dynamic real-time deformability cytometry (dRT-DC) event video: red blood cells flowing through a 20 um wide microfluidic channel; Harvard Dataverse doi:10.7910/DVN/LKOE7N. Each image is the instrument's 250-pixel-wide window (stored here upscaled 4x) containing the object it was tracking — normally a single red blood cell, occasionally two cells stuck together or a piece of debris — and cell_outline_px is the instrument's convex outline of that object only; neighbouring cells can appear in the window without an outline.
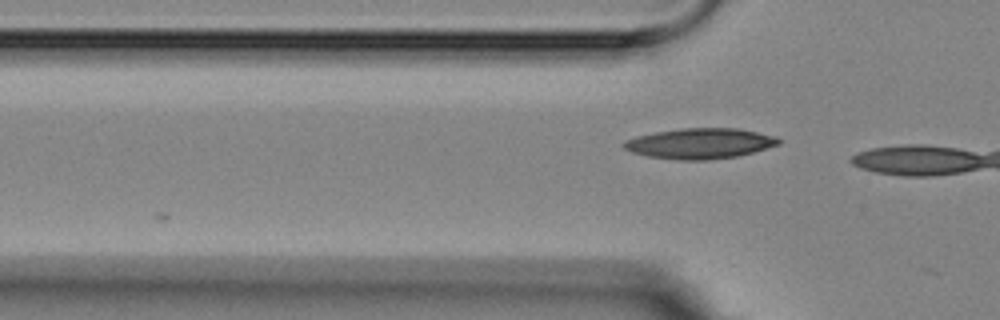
{"species": "Egyptian fruit bat (a non-hibernating species)", "species_latin": "Rousettus aegyptiacus", "temperature_condition": "room temperature", "stored_images_in_passage": 3, "camera_frame_rate_fps": 3000, "um_per_image_px": 0.085, "animal": {"sex": "female"}, "frame": {"image": 1, "passage_image": 3, "time_ms": 2.0, "image_size_px": [1000, 320], "cell_outline_px": [[780, 144], [752, 152], [736, 156], [708, 160], [680, 160], [648, 156], [632, 152], [624, 148], [620, 144], [624, 140], [636, 136], [656, 132], [680, 128], [740, 128], [776, 136], [780, 140]], "centroid_in_image_um": [59.48, 12.18], "position_along_channel_um": 66.3, "area_um2": 27.51}}